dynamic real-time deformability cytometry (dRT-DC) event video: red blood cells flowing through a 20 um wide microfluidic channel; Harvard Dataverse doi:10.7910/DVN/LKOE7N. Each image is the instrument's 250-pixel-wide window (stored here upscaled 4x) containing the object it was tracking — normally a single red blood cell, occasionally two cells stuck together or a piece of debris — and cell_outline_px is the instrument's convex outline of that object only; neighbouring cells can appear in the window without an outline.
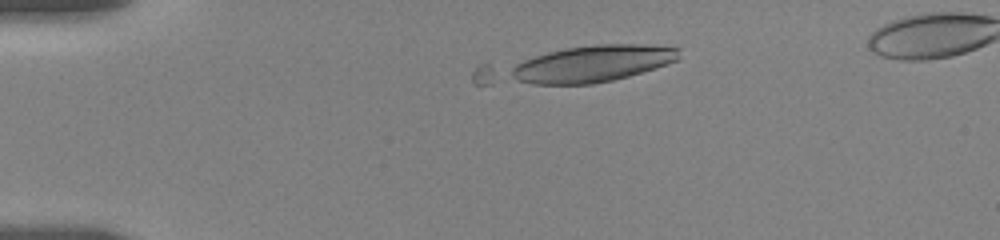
{"species": "human", "species_latin": "Homo sapiens", "temperature_condition": "room temperature", "stored_images_in_passage": 10, "camera_frame_rate_fps": 3000, "um_per_image_px": 0.085, "donor": {"sex": "female"}, "frame": {"image": 1, "passage_image": 10, "time_ms": 3.0, "image_size_px": [1000, 240], "cell_outline_px": [[680, 48], [676, 60], [668, 64], [656, 68], [628, 76], [612, 80], [592, 84], [472, 84], [472, 72], [480, 64], [488, 60], [564, 48], [596, 44], [644, 44]], "centroid_in_image_um": [48.87, 5.51], "position_along_channel_um": 36.1, "area_um2": 44.1}}